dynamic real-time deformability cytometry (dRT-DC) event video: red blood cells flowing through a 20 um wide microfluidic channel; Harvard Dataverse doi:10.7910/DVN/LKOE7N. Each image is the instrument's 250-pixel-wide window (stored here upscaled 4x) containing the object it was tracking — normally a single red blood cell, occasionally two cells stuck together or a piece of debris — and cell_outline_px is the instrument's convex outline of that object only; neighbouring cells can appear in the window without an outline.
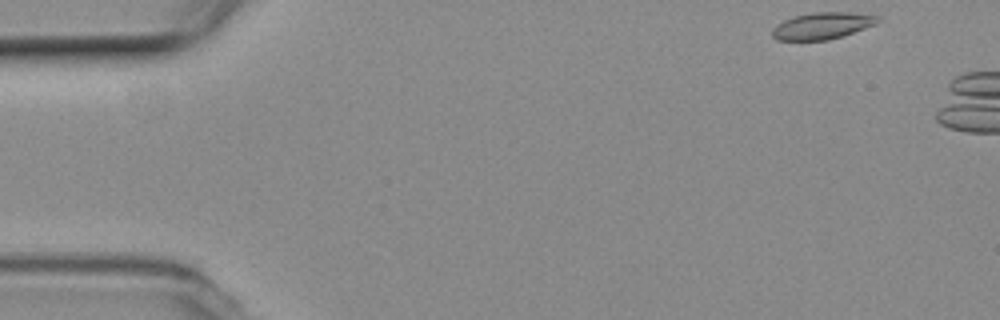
{"species": "common noctule bat (a hibernating species)", "species_latin": "Nyctalus noctula", "temperature_condition": "room temperature", "stored_images_in_passage": 5, "camera_frame_rate_fps": 3000, "um_per_image_px": 0.085, "animal": {"sex": "female", "body_mass_g": 19.3, "forearm_length_mm": 54.1}, "frame": {"image": 1, "passage_image": 1, "time_ms": 0.0, "image_size_px": [1000, 320], "cell_outline_px": [[880, 20], [876, 24], [828, 40], [776, 40], [772, 36], [772, 28], [776, 24], [784, 20], [796, 16], [812, 12], [848, 12], [876, 16]], "centroid_in_image_um": [69.84, 2.19], "position_along_channel_um": 15.2, "area_um2": 16.18}}